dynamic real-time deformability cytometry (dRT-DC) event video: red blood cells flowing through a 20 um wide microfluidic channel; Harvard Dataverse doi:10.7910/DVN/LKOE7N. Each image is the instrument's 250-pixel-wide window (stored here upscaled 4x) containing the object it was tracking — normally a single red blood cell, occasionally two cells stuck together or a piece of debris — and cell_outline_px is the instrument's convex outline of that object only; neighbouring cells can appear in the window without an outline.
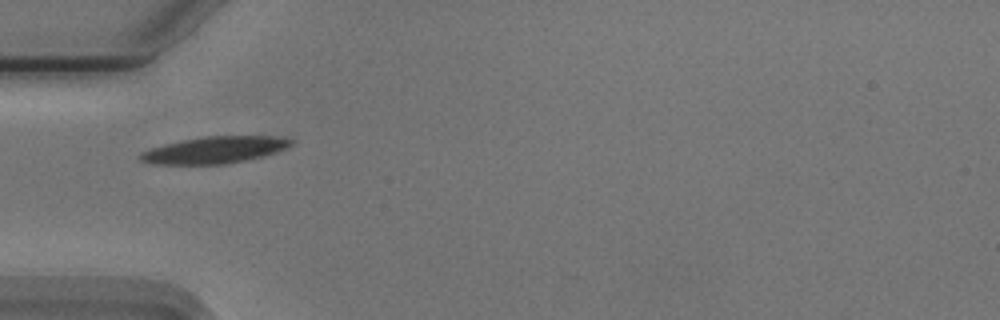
{"species": "Egyptian fruit bat (a non-hibernating species)", "species_latin": "Rousettus aegyptiacus", "temperature_condition": "cold", "stored_images_in_passage": 38, "camera_frame_rate_fps": 3000, "um_per_image_px": 0.085, "animal": {"sex": "male"}, "frame": {"image": 1, "passage_image": 1, "time_ms": 0.0, "image_size_px": [1000, 320], "cell_outline_px": [[292, 144], [288, 148], [264, 156], [228, 164], [152, 164], [140, 160], [136, 156], [140, 152], [164, 144], [204, 136], [272, 136], [292, 140]], "centroid_in_image_um": [18.22, 12.75], "position_along_channel_um": 66.8, "area_um2": 23.52}}
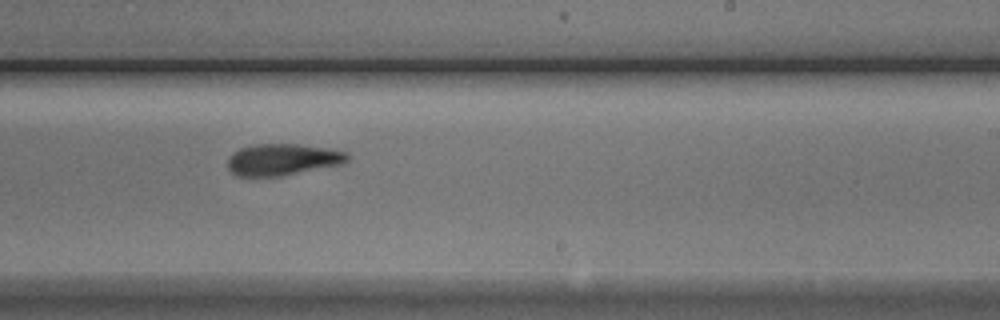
{"frame": {"image": 2, "passage_image": 17, "time_ms": 5.333, "image_size_px": [1000, 320], "cell_outline_px": [[348, 160], [340, 164], [280, 176], [236, 176], [228, 168], [228, 156], [232, 152], [240, 148], [252, 144], [296, 144], [328, 148], [348, 152]], "centroid_in_image_um": [23.97, 13.55], "position_along_channel_um": 265.0, "area_um2": 21.96}}
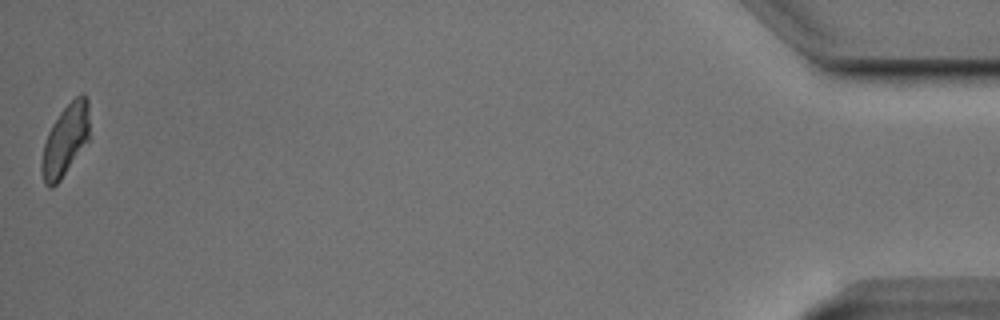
{"frame": {"image": 3, "passage_image": 38, "time_ms": 12.333, "image_size_px": [1000, 320], "cell_outline_px": [[88, 140], [60, 180], [52, 188], [48, 188], [44, 184], [40, 168], [40, 164], [44, 144], [48, 132], [52, 124], [60, 112], [80, 92], [84, 92], [88, 100]], "centroid_in_image_um": [5.52, 11.92], "position_along_channel_um": 429.7, "area_um2": 19.77}, "authors_computed_cell_mechanics": {"area_um2": 22.2819, "velocity_mm_per_s": 3.7294, "shape_relaxation_time_tau1_ms": 3.445, "shape_relaxation_time_tau2_ms": 3.3356, "deformation_change_tau1": 0.1291, "deformation_change_tau2": 0.1097}}